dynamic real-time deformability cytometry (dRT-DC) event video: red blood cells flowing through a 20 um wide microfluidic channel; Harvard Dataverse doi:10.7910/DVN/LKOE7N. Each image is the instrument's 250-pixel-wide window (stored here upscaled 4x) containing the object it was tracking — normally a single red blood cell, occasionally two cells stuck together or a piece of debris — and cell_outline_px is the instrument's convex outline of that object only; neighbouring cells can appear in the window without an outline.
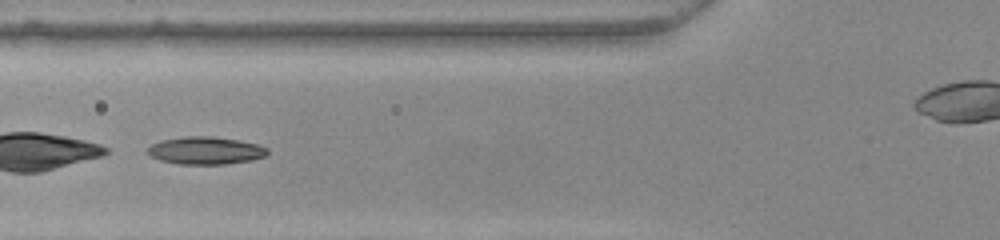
{"species": "common noctule bat (a hibernating species)", "species_latin": "Nyctalus noctula", "temperature_condition": "warm", "stored_images_in_passage": 51, "camera_frame_rate_fps": 3000, "um_per_image_px": 0.085, "animal": {"sex": "female", "body_mass_g": 22.0, "forearm_length_mm": 56.7}, "frame": {"image": 1, "passage_image": 19, "time_ms": 6.0, "image_size_px": [1000, 240], "cell_outline_px": [[268, 152], [264, 156], [252, 160], [224, 164], [176, 164], [160, 160], [148, 156], [144, 152], [152, 144], [160, 140], [184, 136], [212, 136], [236, 140], [256, 144], [268, 148]], "centroid_in_image_um": [17.39, 12.8], "position_along_channel_um": 108.4, "area_um2": 19.36}}
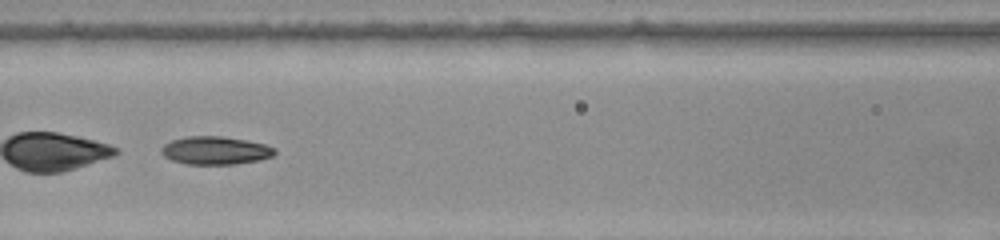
{"frame": {"image": 2, "passage_image": 22, "time_ms": 7.0, "image_size_px": [1000, 240], "cell_outline_px": [[276, 152], [272, 156], [260, 160], [236, 164], [184, 164], [172, 160], [164, 156], [160, 152], [160, 148], [164, 144], [172, 140], [184, 136], [220, 136], [244, 140], [264, 144], [276, 148]], "centroid_in_image_um": [18.28, 12.79], "position_along_channel_um": 148.3, "area_um2": 18.61}}
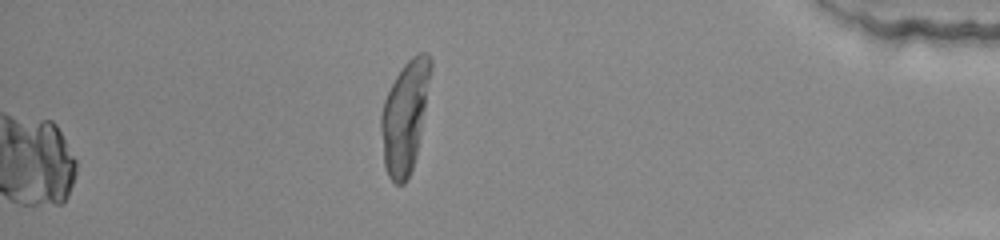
{"frame": {"image": 3, "passage_image": 51, "time_ms": 16.667, "image_size_px": [1000, 240], "cell_outline_px": [[432, 68], [416, 156], [412, 168], [404, 184], [396, 184], [388, 176], [384, 164], [380, 128], [380, 116], [384, 100], [396, 76], [404, 64], [412, 56], [420, 52], [428, 52], [432, 60]], "centroid_in_image_um": [34.41, 9.89], "position_along_channel_um": 400.8, "area_um2": 31.96}}